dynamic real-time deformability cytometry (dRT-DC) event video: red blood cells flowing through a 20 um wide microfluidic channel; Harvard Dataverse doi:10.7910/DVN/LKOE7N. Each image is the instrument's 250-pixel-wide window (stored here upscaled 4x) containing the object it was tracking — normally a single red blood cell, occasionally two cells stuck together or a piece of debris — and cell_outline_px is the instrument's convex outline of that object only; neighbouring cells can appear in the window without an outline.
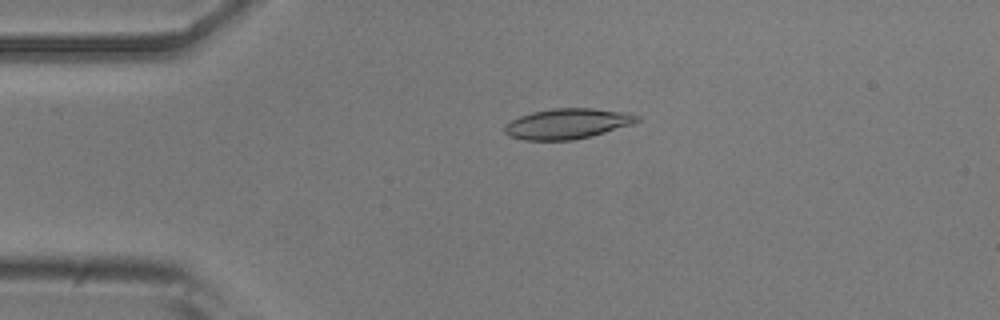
{"species": "common noctule bat (a hibernating species)", "species_latin": "Nyctalus noctula", "temperature_condition": "room temperature", "stored_images_in_passage": 16, "camera_frame_rate_fps": 3000, "um_per_image_px": 0.085, "animal": {"sex": "male", "body_mass_g": 20.5, "forearm_length_mm": 52.5}, "frame": {"image": 1, "passage_image": 11, "time_ms": 3.333, "image_size_px": [1000, 320], "cell_outline_px": [[640, 120], [632, 124], [592, 136], [572, 140], [524, 140], [508, 136], [504, 132], [504, 124], [520, 116], [532, 112], [552, 108], [592, 108], [624, 112], [640, 116]], "centroid_in_image_um": [48.2, 10.51], "position_along_channel_um": 36.8, "area_um2": 23.47}}